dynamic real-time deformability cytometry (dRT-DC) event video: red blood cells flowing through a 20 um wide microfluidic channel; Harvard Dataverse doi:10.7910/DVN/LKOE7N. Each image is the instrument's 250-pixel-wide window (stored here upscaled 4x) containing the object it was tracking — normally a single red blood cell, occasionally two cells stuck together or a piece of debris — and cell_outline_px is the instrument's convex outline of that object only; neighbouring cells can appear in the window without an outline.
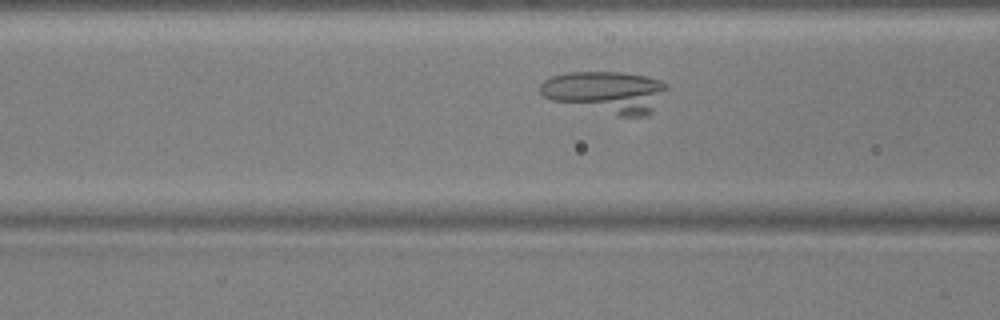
{"species": "common noctule bat (a hibernating species)", "species_latin": "Nyctalus noctula", "temperature_condition": "warm", "stored_images_in_passage": 42, "camera_frame_rate_fps": 3000, "um_per_image_px": 0.085, "animal": {"sex": "male", "body_mass_g": 17.9, "forearm_length_mm": 54.2}, "frame": {"image": 1, "passage_image": 10, "time_ms": 3.0, "image_size_px": [1000, 320], "cell_outline_px": [[668, 88], [652, 112], [648, 116], [616, 116], [552, 100], [544, 96], [540, 92], [540, 84], [544, 80], [552, 76], [568, 72], [620, 72], [648, 76], [660, 80], [668, 84]], "centroid_in_image_um": [51.54, 7.82], "position_along_channel_um": 115.1, "area_um2": 31.04}}
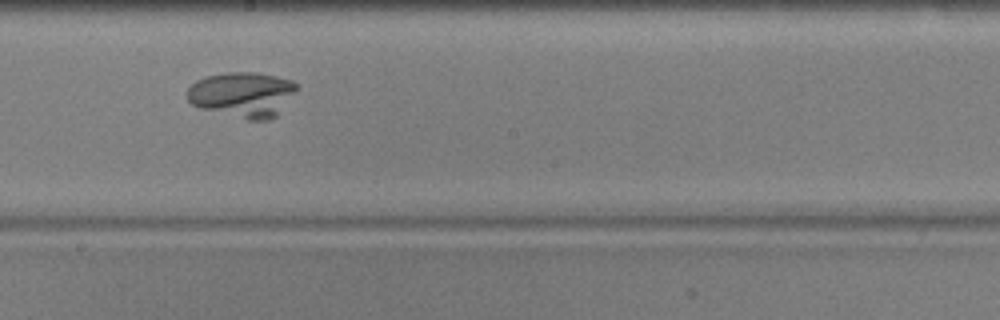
{"frame": {"image": 2, "passage_image": 19, "time_ms": 6.0, "image_size_px": [1000, 320], "cell_outline_px": [[300, 88], [276, 116], [268, 120], [244, 120], [200, 108], [192, 104], [188, 100], [188, 88], [196, 80], [204, 76], [228, 72], [256, 72], [276, 76], [292, 80]], "centroid_in_image_um": [20.63, 8.04], "position_along_channel_um": 227.6, "area_um2": 29.3}}
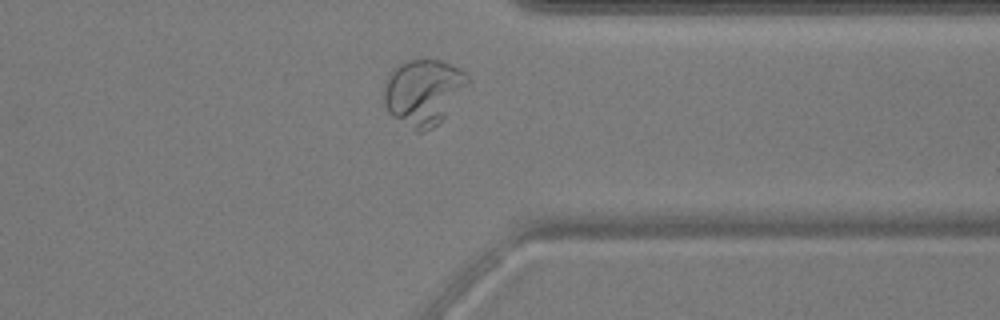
{"frame": {"image": 3, "passage_image": 31, "time_ms": 10.0, "image_size_px": [1000, 320], "cell_outline_px": [[472, 80], [444, 116], [432, 128], [424, 132], [416, 132], [392, 116], [388, 112], [384, 104], [384, 80], [388, 72], [392, 68], [408, 60], [440, 60], [452, 64], [460, 68]], "centroid_in_image_um": [35.96, 7.81], "position_along_channel_um": 375.4, "area_um2": 32.37}}